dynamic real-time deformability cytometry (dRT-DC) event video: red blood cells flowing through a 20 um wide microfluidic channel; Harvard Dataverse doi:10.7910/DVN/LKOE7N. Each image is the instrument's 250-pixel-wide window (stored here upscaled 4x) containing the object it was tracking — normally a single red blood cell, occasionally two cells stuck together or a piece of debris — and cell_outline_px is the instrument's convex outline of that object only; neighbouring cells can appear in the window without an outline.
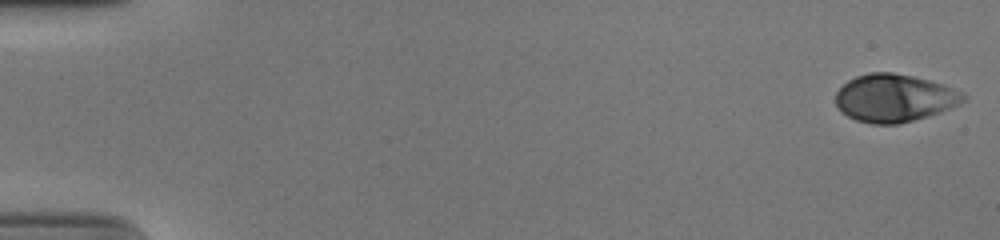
{"species": "human", "species_latin": "Homo sapiens", "temperature_condition": "cold", "stored_images_in_passage": 53, "camera_frame_rate_fps": 3000, "um_per_image_px": 0.085, "donor": {"sex": "male"}, "frame": {"image": 1, "passage_image": 1, "time_ms": 0.0, "image_size_px": [1000, 240], "cell_outline_px": [[968, 100], [952, 108], [928, 116], [896, 124], [872, 124], [856, 120], [848, 116], [836, 104], [836, 92], [848, 80], [856, 76], [868, 72], [892, 72], [912, 76], [944, 84], [964, 92]], "centroid_in_image_um": [76.07, 8.32], "position_along_channel_um": 8.9, "area_um2": 35.6}}
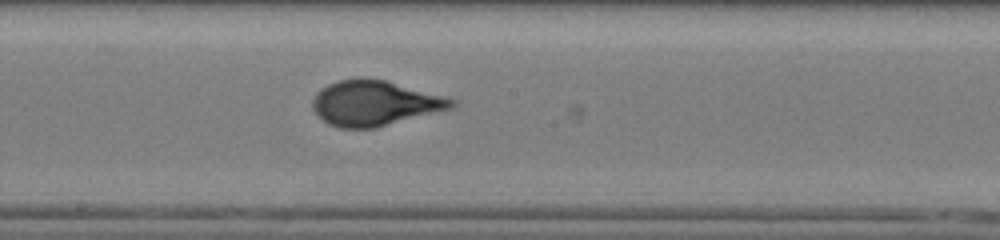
{"frame": {"image": 2, "passage_image": 30, "time_ms": 9.667, "image_size_px": [1000, 240], "cell_outline_px": [[460, 100], [452, 108], [376, 128], [340, 128], [328, 124], [312, 108], [312, 100], [316, 92], [320, 88], [336, 80], [384, 80], [448, 96]], "centroid_in_image_um": [31.89, 8.78], "position_along_channel_um": 216.3, "area_um2": 36.41}}
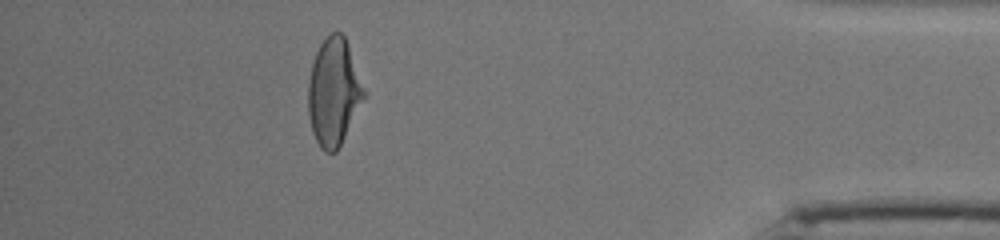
{"frame": {"image": 3, "passage_image": 48, "time_ms": 15.667, "image_size_px": [1000, 240], "cell_outline_px": [[368, 92], [336, 152], [324, 152], [320, 148], [312, 132], [308, 112], [308, 80], [312, 64], [316, 52], [320, 44], [332, 32], [340, 32], [344, 36], [348, 44]], "centroid_in_image_um": [28.38, 7.82], "position_along_channel_um": 406.8, "area_um2": 35.08}, "authors_computed_cell_mechanics": {"area_um2": 35.8938, "velocity_mm_per_s": 3.8701, "shape_relaxation_time_tau1_ms": 4.8427, "shape_relaxation_time_tau2_ms": null, "deformation_change_tau1": 0.199, "deformation_change_tau2": null}}